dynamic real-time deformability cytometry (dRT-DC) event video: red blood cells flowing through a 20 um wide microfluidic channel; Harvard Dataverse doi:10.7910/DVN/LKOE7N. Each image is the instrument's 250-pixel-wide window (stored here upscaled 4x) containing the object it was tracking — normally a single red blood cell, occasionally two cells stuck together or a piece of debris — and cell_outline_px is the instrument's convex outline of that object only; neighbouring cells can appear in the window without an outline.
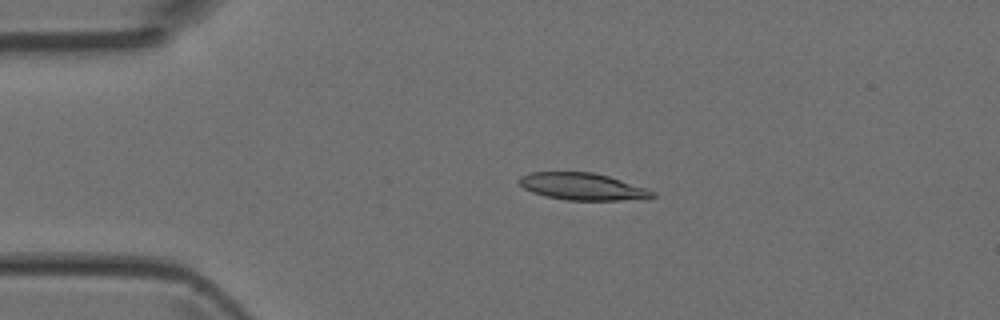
{"species": "Egyptian fruit bat (a non-hibernating species)", "species_latin": "Rousettus aegyptiacus", "temperature_condition": "room temperature", "stored_images_in_passage": 5, "camera_frame_rate_fps": 3000, "um_per_image_px": 0.085, "animal": {"sex": "female"}, "frame": {"image": 1, "passage_image": 2, "time_ms": 0.333, "image_size_px": [1000, 320], "cell_outline_px": [[656, 196], [648, 200], [568, 200], [544, 196], [532, 192], [524, 188], [516, 180], [520, 176], [532, 172], [592, 172], [608, 176], [656, 192]], "centroid_in_image_um": [49.53, 15.87], "position_along_channel_um": 35.5, "area_um2": 21.1}}
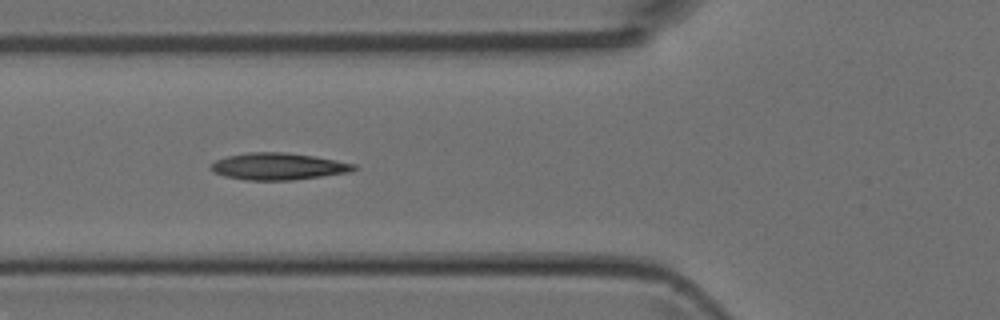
{"frame": {"image": 2, "passage_image": 4, "time_ms": 1.0, "image_size_px": [1000, 320], "cell_outline_px": [[360, 168], [348, 172], [292, 180], [248, 180], [224, 176], [212, 172], [208, 168], [216, 160], [228, 156], [248, 152], [288, 152], [336, 160], [356, 164]], "centroid_in_image_um": [23.63, 14.14], "position_along_channel_um": 102.2, "area_um2": 22.37}}
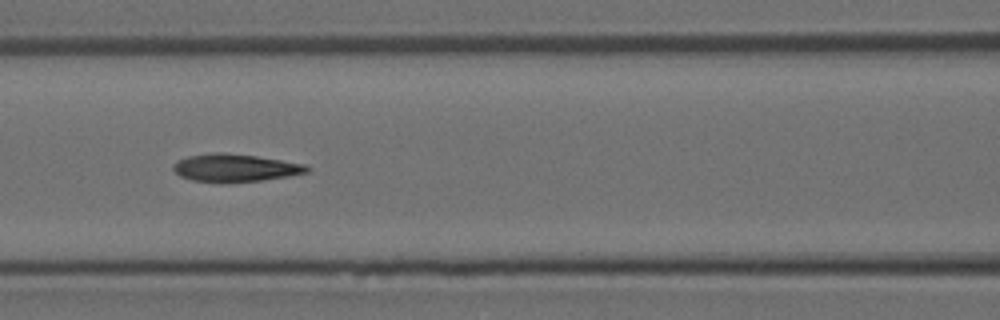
{"frame": {"image": 3, "passage_image": 5, "time_ms": 1.333, "image_size_px": [1000, 320], "cell_outline_px": [[312, 168], [308, 172], [288, 176], [264, 180], [192, 180], [180, 176], [172, 168], [172, 164], [176, 160], [188, 156], [212, 152], [224, 152], [256, 156], [304, 164]], "centroid_in_image_um": [19.98, 14.22], "position_along_channel_um": 146.6, "area_um2": 20.98}}